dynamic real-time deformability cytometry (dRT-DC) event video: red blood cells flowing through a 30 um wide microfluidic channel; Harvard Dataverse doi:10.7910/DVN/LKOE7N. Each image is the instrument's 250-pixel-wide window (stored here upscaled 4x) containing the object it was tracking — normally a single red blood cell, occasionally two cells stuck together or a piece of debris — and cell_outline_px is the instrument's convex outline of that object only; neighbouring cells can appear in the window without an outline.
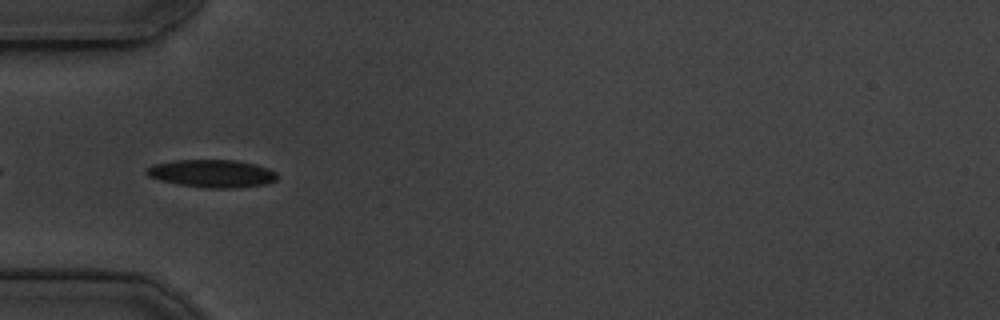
{"species": "common noctule bat (a hibernating species)", "species_latin": "Nyctalus noctula", "temperature_condition": "cold", "stored_images_in_passage": 9, "camera_frame_rate_fps": 3000, "um_per_image_px": 0.085, "animal": {"sex": "male", "body_mass_g": 19.5, "forearm_length_mm": 54.6}, "frame": {"image": 1, "passage_image": 2, "time_ms": 0.333, "image_size_px": [1000, 320], "cell_outline_px": [[280, 176], [276, 180], [268, 184], [236, 188], [208, 188], [180, 184], [160, 180], [148, 176], [144, 172], [144, 168], [152, 164], [172, 160], [236, 160], [256, 164], [268, 168], [276, 172]], "centroid_in_image_um": [18.03, 14.74], "position_along_channel_um": 67.0, "area_um2": 21.44}}